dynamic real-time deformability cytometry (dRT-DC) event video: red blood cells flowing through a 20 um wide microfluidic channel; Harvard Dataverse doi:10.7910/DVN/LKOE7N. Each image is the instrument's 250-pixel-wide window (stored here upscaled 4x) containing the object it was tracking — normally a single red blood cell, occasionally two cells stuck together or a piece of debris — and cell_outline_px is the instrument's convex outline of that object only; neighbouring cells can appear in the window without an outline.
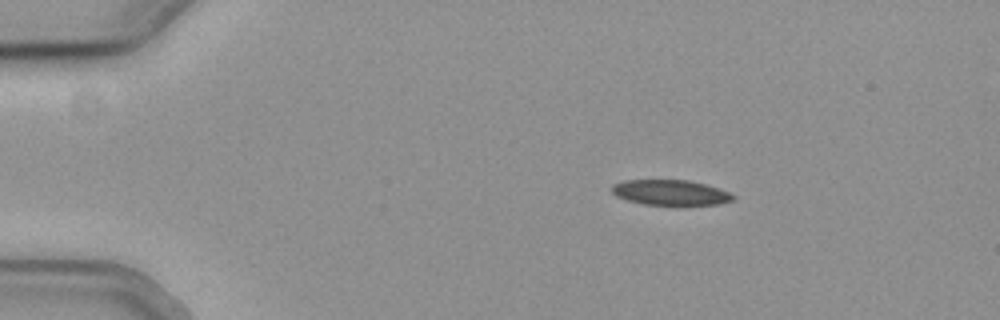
{"species": "common noctule bat (a hibernating species)", "species_latin": "Nyctalus noctula", "temperature_condition": "cold", "stored_images_in_passage": 46, "camera_frame_rate_fps": 3000, "um_per_image_px": 0.085, "animal": {"sex": "female", "body_mass_g": 19.3, "forearm_length_mm": 54.1}, "frame": {"image": 1, "passage_image": 1, "time_ms": 0.0, "image_size_px": [1000, 320], "cell_outline_px": [[736, 200], [720, 204], [644, 204], [628, 200], [616, 196], [612, 192], [612, 184], [624, 180], [688, 180], [704, 184], [728, 192], [736, 196]], "centroid_in_image_um": [56.99, 16.36], "position_along_channel_um": 28.0, "area_um2": 17.63}}
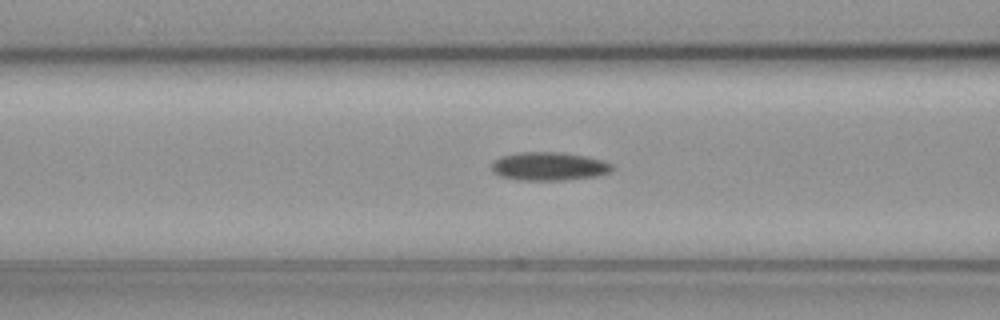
{"frame": {"image": 2, "passage_image": 14, "time_ms": 4.333, "image_size_px": [1000, 320], "cell_outline_px": [[612, 172], [596, 176], [564, 180], [516, 180], [500, 176], [492, 172], [492, 164], [496, 160], [504, 156], [520, 152], [560, 152], [584, 156], [604, 160], [612, 164]], "centroid_in_image_um": [46.68, 14.14], "position_along_channel_um": 119.9, "area_um2": 19.88}}
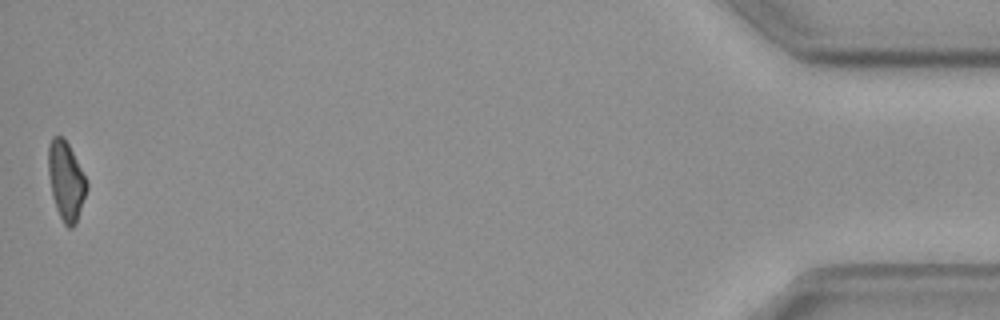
{"frame": {"image": 3, "passage_image": 46, "time_ms": 15.0, "image_size_px": [1000, 320], "cell_outline_px": [[88, 188], [76, 224], [72, 228], [68, 228], [64, 224], [56, 208], [52, 196], [48, 172], [48, 144], [52, 136], [60, 136], [68, 144], [88, 184]], "centroid_in_image_um": [5.6, 15.4], "position_along_channel_um": 429.6, "area_um2": 17.46}}